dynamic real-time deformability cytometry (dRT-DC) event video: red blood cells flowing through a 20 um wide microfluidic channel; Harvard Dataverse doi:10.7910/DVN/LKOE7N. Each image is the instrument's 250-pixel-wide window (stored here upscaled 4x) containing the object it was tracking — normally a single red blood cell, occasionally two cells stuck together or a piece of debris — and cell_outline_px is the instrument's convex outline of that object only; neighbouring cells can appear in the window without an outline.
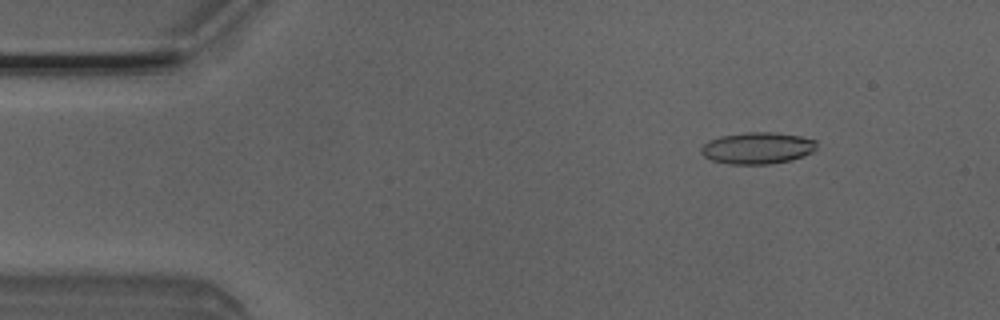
{"species": "Egyptian fruit bat (a non-hibernating species)", "species_latin": "Rousettus aegyptiacus", "temperature_condition": "room temperature", "stored_images_in_passage": 4, "camera_frame_rate_fps": 3000, "um_per_image_px": 0.085, "animal": {"sex": "male"}, "frame": {"image": 1, "passage_image": 2, "time_ms": 0.333, "image_size_px": [1000, 320], "cell_outline_px": [[816, 148], [812, 152], [804, 156], [788, 160], [768, 164], [728, 164], [712, 160], [704, 156], [700, 152], [700, 148], [708, 140], [720, 136], [744, 132], [776, 132], [800, 136], [816, 140]], "centroid_in_image_um": [64.36, 12.57], "position_along_channel_um": 20.6, "area_um2": 21.39}}